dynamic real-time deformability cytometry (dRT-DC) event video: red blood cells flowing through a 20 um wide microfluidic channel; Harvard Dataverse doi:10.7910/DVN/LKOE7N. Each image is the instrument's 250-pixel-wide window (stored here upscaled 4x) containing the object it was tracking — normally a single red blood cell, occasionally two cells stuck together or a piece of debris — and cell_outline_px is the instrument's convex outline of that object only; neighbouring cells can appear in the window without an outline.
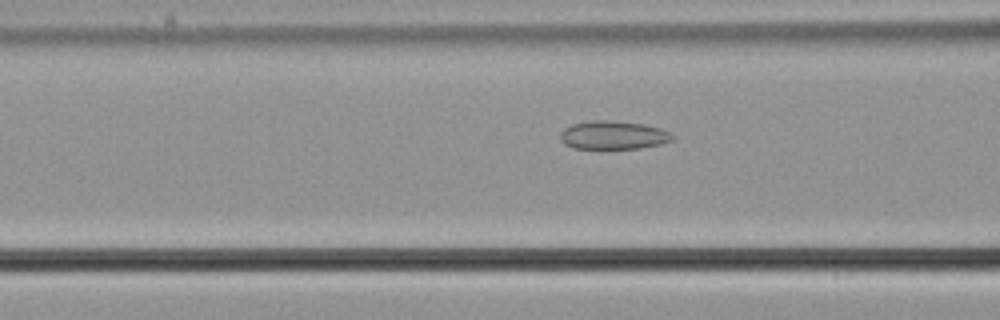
{"species": "common noctule bat (a hibernating species)", "species_latin": "Nyctalus noctula", "temperature_condition": "cold", "stored_images_in_passage": 40, "camera_frame_rate_fps": 3000, "um_per_image_px": 0.085, "animal": {"sex": "male", "body_mass_g": 21.5, "forearm_length_mm": 52.0}, "frame": {"image": 1, "passage_image": 16, "time_ms": 5.0, "image_size_px": [1000, 320], "cell_outline_px": [[676, 136], [672, 140], [660, 144], [640, 148], [572, 148], [564, 144], [560, 140], [560, 132], [564, 128], [572, 124], [592, 120], [608, 120], [644, 124], [660, 128], [672, 132]], "centroid_in_image_um": [52.13, 11.48], "position_along_channel_um": 114.5, "area_um2": 18.67}}
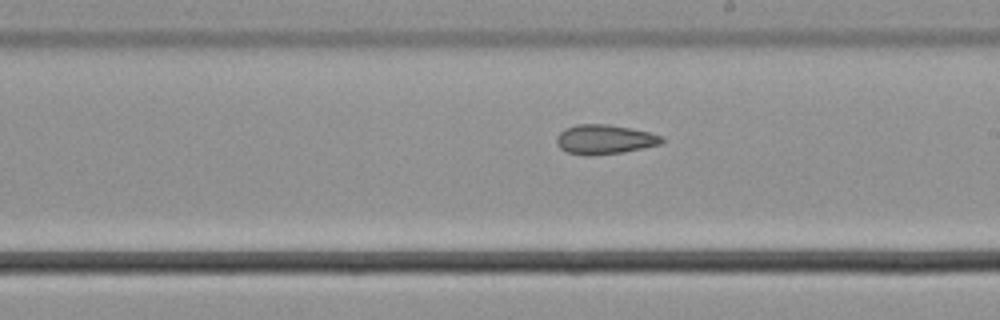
{"frame": {"image": 2, "passage_image": 26, "time_ms": 8.333, "image_size_px": [1000, 320], "cell_outline_px": [[664, 140], [660, 144], [624, 152], [588, 156], [584, 156], [568, 152], [560, 148], [556, 144], [556, 136], [564, 128], [576, 124], [608, 124], [648, 132], [664, 136]], "centroid_in_image_um": [51.35, 11.85], "position_along_channel_um": 237.7, "area_um2": 18.15}}
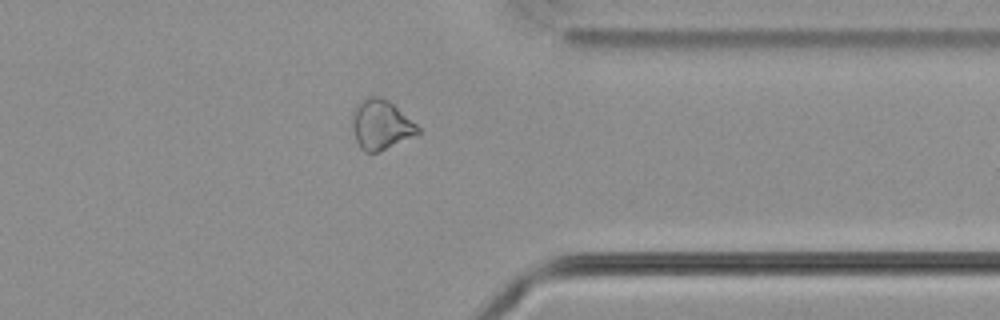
{"frame": {"image": 3, "passage_image": 38, "time_ms": 12.333, "image_size_px": [1000, 320], "cell_outline_px": [[420, 132], [380, 152], [364, 152], [360, 148], [356, 140], [352, 124], [352, 116], [356, 104], [368, 96], [380, 96], [388, 100], [416, 124], [420, 128]], "centroid_in_image_um": [32.35, 10.6], "position_along_channel_um": 379.1, "area_um2": 18.79}}